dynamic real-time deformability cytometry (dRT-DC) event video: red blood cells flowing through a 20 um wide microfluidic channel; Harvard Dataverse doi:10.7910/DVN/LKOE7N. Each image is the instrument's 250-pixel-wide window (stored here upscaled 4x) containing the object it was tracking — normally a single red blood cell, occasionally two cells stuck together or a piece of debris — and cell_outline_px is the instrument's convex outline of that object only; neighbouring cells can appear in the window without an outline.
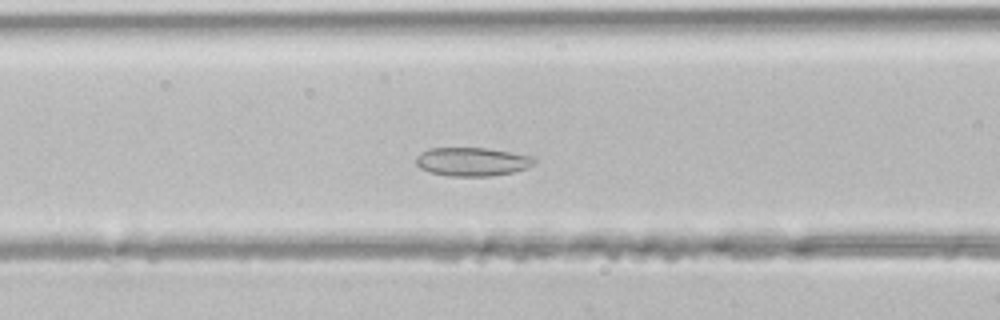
{"species": "common noctule bat (a hibernating species)", "species_latin": "Nyctalus noctula", "temperature_condition": "room temperature", "stored_images_in_passage": 34, "camera_frame_rate_fps": 3000, "um_per_image_px": 0.085, "animal": {"sex": "male", "body_mass_g": 21.5, "forearm_length_mm": 52.0}, "frame": {"image": 1, "passage_image": 15, "time_ms": 4.667, "image_size_px": [1000, 320], "cell_outline_px": [[536, 160], [528, 168], [512, 172], [492, 176], [448, 176], [428, 172], [420, 168], [416, 164], [416, 156], [420, 152], [428, 148], [488, 148], [532, 156]], "centroid_in_image_um": [40.1, 13.74], "position_along_channel_um": 126.5, "area_um2": 19.83}}
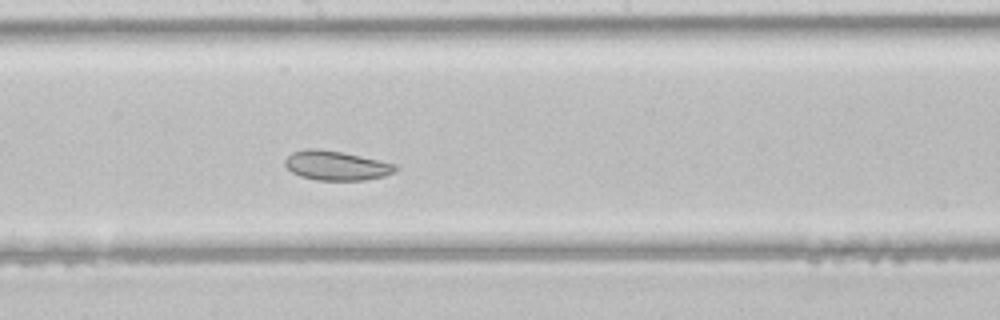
{"frame": {"image": 2, "passage_image": 21, "time_ms": 6.667, "image_size_px": [1000, 320], "cell_outline_px": [[396, 168], [392, 172], [384, 176], [364, 180], [316, 180], [300, 176], [292, 172], [284, 164], [284, 160], [292, 152], [304, 148], [312, 148], [340, 152], [360, 156], [392, 164]], "centroid_in_image_um": [28.49, 14.07], "position_along_channel_um": 219.7, "area_um2": 18.5}}
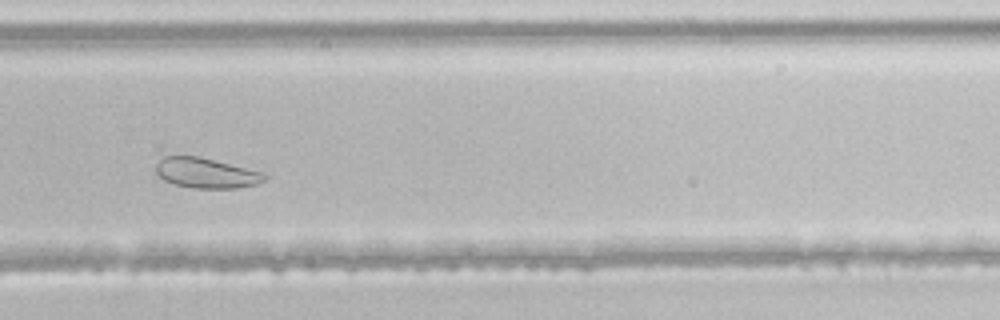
{"frame": {"image": 3, "passage_image": 27, "time_ms": 8.667, "image_size_px": [1000, 320], "cell_outline_px": [[268, 176], [264, 180], [256, 184], [236, 188], [192, 188], [172, 184], [164, 180], [156, 172], [156, 164], [164, 156], [196, 156], [264, 172]], "centroid_in_image_um": [17.51, 14.72], "position_along_channel_um": 312.3, "area_um2": 18.96}}